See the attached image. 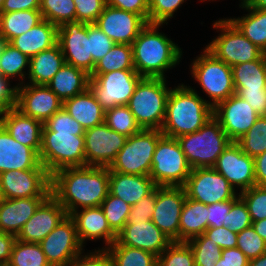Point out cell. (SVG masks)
I'll return each mask as SVG.
<instances>
[{
  "mask_svg": "<svg viewBox=\"0 0 266 266\" xmlns=\"http://www.w3.org/2000/svg\"><path fill=\"white\" fill-rule=\"evenodd\" d=\"M108 167H67L51 175V195L70 215L81 207L100 206L109 193Z\"/></svg>",
  "mask_w": 266,
  "mask_h": 266,
  "instance_id": "obj_1",
  "label": "cell"
},
{
  "mask_svg": "<svg viewBox=\"0 0 266 266\" xmlns=\"http://www.w3.org/2000/svg\"><path fill=\"white\" fill-rule=\"evenodd\" d=\"M161 26L148 23L131 44L134 68L141 77L165 79V72L181 61V48L159 32Z\"/></svg>",
  "mask_w": 266,
  "mask_h": 266,
  "instance_id": "obj_2",
  "label": "cell"
},
{
  "mask_svg": "<svg viewBox=\"0 0 266 266\" xmlns=\"http://www.w3.org/2000/svg\"><path fill=\"white\" fill-rule=\"evenodd\" d=\"M199 95L195 89L182 83L171 88L160 130L163 135L178 138L196 132L213 117L212 106Z\"/></svg>",
  "mask_w": 266,
  "mask_h": 266,
  "instance_id": "obj_3",
  "label": "cell"
},
{
  "mask_svg": "<svg viewBox=\"0 0 266 266\" xmlns=\"http://www.w3.org/2000/svg\"><path fill=\"white\" fill-rule=\"evenodd\" d=\"M166 78L142 77L127 104L142 129L161 130L171 88Z\"/></svg>",
  "mask_w": 266,
  "mask_h": 266,
  "instance_id": "obj_4",
  "label": "cell"
},
{
  "mask_svg": "<svg viewBox=\"0 0 266 266\" xmlns=\"http://www.w3.org/2000/svg\"><path fill=\"white\" fill-rule=\"evenodd\" d=\"M176 139L192 169L213 167L217 158L232 142L214 117L198 131Z\"/></svg>",
  "mask_w": 266,
  "mask_h": 266,
  "instance_id": "obj_5",
  "label": "cell"
},
{
  "mask_svg": "<svg viewBox=\"0 0 266 266\" xmlns=\"http://www.w3.org/2000/svg\"><path fill=\"white\" fill-rule=\"evenodd\" d=\"M39 158L50 175L63 168L86 166L84 135L50 131L43 124Z\"/></svg>",
  "mask_w": 266,
  "mask_h": 266,
  "instance_id": "obj_6",
  "label": "cell"
},
{
  "mask_svg": "<svg viewBox=\"0 0 266 266\" xmlns=\"http://www.w3.org/2000/svg\"><path fill=\"white\" fill-rule=\"evenodd\" d=\"M162 135L159 129H142L129 136L108 167L109 172L149 175L152 169L153 154Z\"/></svg>",
  "mask_w": 266,
  "mask_h": 266,
  "instance_id": "obj_7",
  "label": "cell"
},
{
  "mask_svg": "<svg viewBox=\"0 0 266 266\" xmlns=\"http://www.w3.org/2000/svg\"><path fill=\"white\" fill-rule=\"evenodd\" d=\"M201 53L191 63V74L210 98L208 103L214 108L235 93L232 69L205 48Z\"/></svg>",
  "mask_w": 266,
  "mask_h": 266,
  "instance_id": "obj_8",
  "label": "cell"
},
{
  "mask_svg": "<svg viewBox=\"0 0 266 266\" xmlns=\"http://www.w3.org/2000/svg\"><path fill=\"white\" fill-rule=\"evenodd\" d=\"M192 168L176 138L162 135L153 154L149 176L157 186L183 187Z\"/></svg>",
  "mask_w": 266,
  "mask_h": 266,
  "instance_id": "obj_9",
  "label": "cell"
},
{
  "mask_svg": "<svg viewBox=\"0 0 266 266\" xmlns=\"http://www.w3.org/2000/svg\"><path fill=\"white\" fill-rule=\"evenodd\" d=\"M213 28L220 34L206 45L205 49L215 58L229 66L259 59L264 52L247 39L227 18L216 20Z\"/></svg>",
  "mask_w": 266,
  "mask_h": 266,
  "instance_id": "obj_10",
  "label": "cell"
},
{
  "mask_svg": "<svg viewBox=\"0 0 266 266\" xmlns=\"http://www.w3.org/2000/svg\"><path fill=\"white\" fill-rule=\"evenodd\" d=\"M142 77L135 70L91 74L89 88L104 110L127 105Z\"/></svg>",
  "mask_w": 266,
  "mask_h": 266,
  "instance_id": "obj_11",
  "label": "cell"
},
{
  "mask_svg": "<svg viewBox=\"0 0 266 266\" xmlns=\"http://www.w3.org/2000/svg\"><path fill=\"white\" fill-rule=\"evenodd\" d=\"M183 188L187 198L205 205L235 200L239 196L238 191L213 167L192 169Z\"/></svg>",
  "mask_w": 266,
  "mask_h": 266,
  "instance_id": "obj_12",
  "label": "cell"
},
{
  "mask_svg": "<svg viewBox=\"0 0 266 266\" xmlns=\"http://www.w3.org/2000/svg\"><path fill=\"white\" fill-rule=\"evenodd\" d=\"M51 266H68L81 252L74 220L67 215L40 243Z\"/></svg>",
  "mask_w": 266,
  "mask_h": 266,
  "instance_id": "obj_13",
  "label": "cell"
},
{
  "mask_svg": "<svg viewBox=\"0 0 266 266\" xmlns=\"http://www.w3.org/2000/svg\"><path fill=\"white\" fill-rule=\"evenodd\" d=\"M185 199L183 187H156V205L151 221L172 242H180V216Z\"/></svg>",
  "mask_w": 266,
  "mask_h": 266,
  "instance_id": "obj_14",
  "label": "cell"
},
{
  "mask_svg": "<svg viewBox=\"0 0 266 266\" xmlns=\"http://www.w3.org/2000/svg\"><path fill=\"white\" fill-rule=\"evenodd\" d=\"M0 186L6 199L48 197L51 194V175L47 169L2 172Z\"/></svg>",
  "mask_w": 266,
  "mask_h": 266,
  "instance_id": "obj_15",
  "label": "cell"
},
{
  "mask_svg": "<svg viewBox=\"0 0 266 266\" xmlns=\"http://www.w3.org/2000/svg\"><path fill=\"white\" fill-rule=\"evenodd\" d=\"M127 138L109 128L105 122L85 130L86 166L109 167Z\"/></svg>",
  "mask_w": 266,
  "mask_h": 266,
  "instance_id": "obj_16",
  "label": "cell"
},
{
  "mask_svg": "<svg viewBox=\"0 0 266 266\" xmlns=\"http://www.w3.org/2000/svg\"><path fill=\"white\" fill-rule=\"evenodd\" d=\"M57 43L67 64L92 74L93 58L90 53L88 24L74 21L59 26Z\"/></svg>",
  "mask_w": 266,
  "mask_h": 266,
  "instance_id": "obj_17",
  "label": "cell"
},
{
  "mask_svg": "<svg viewBox=\"0 0 266 266\" xmlns=\"http://www.w3.org/2000/svg\"><path fill=\"white\" fill-rule=\"evenodd\" d=\"M213 117L229 139L236 142L251 128L259 115L246 100L234 93L213 108Z\"/></svg>",
  "mask_w": 266,
  "mask_h": 266,
  "instance_id": "obj_18",
  "label": "cell"
},
{
  "mask_svg": "<svg viewBox=\"0 0 266 266\" xmlns=\"http://www.w3.org/2000/svg\"><path fill=\"white\" fill-rule=\"evenodd\" d=\"M213 168L222 174L236 190L242 192L256 185L254 159L244 153L236 142H231L217 158Z\"/></svg>",
  "mask_w": 266,
  "mask_h": 266,
  "instance_id": "obj_19",
  "label": "cell"
},
{
  "mask_svg": "<svg viewBox=\"0 0 266 266\" xmlns=\"http://www.w3.org/2000/svg\"><path fill=\"white\" fill-rule=\"evenodd\" d=\"M95 24L115 44L131 45L148 22L139 14L106 5Z\"/></svg>",
  "mask_w": 266,
  "mask_h": 266,
  "instance_id": "obj_20",
  "label": "cell"
},
{
  "mask_svg": "<svg viewBox=\"0 0 266 266\" xmlns=\"http://www.w3.org/2000/svg\"><path fill=\"white\" fill-rule=\"evenodd\" d=\"M16 108L44 124L63 108V101L47 85L26 83L18 86Z\"/></svg>",
  "mask_w": 266,
  "mask_h": 266,
  "instance_id": "obj_21",
  "label": "cell"
},
{
  "mask_svg": "<svg viewBox=\"0 0 266 266\" xmlns=\"http://www.w3.org/2000/svg\"><path fill=\"white\" fill-rule=\"evenodd\" d=\"M66 210L50 194L24 224L16 239L28 243H40L67 216Z\"/></svg>",
  "mask_w": 266,
  "mask_h": 266,
  "instance_id": "obj_22",
  "label": "cell"
},
{
  "mask_svg": "<svg viewBox=\"0 0 266 266\" xmlns=\"http://www.w3.org/2000/svg\"><path fill=\"white\" fill-rule=\"evenodd\" d=\"M117 241L124 246L149 251L159 256L172 241L150 220L128 221L118 233Z\"/></svg>",
  "mask_w": 266,
  "mask_h": 266,
  "instance_id": "obj_23",
  "label": "cell"
},
{
  "mask_svg": "<svg viewBox=\"0 0 266 266\" xmlns=\"http://www.w3.org/2000/svg\"><path fill=\"white\" fill-rule=\"evenodd\" d=\"M76 225L77 237L80 244L84 246L87 239H103L107 249L117 240V234L110 228L108 221L100 206L76 210L69 215Z\"/></svg>",
  "mask_w": 266,
  "mask_h": 266,
  "instance_id": "obj_24",
  "label": "cell"
},
{
  "mask_svg": "<svg viewBox=\"0 0 266 266\" xmlns=\"http://www.w3.org/2000/svg\"><path fill=\"white\" fill-rule=\"evenodd\" d=\"M46 169L39 154L16 141L0 124V174L14 170Z\"/></svg>",
  "mask_w": 266,
  "mask_h": 266,
  "instance_id": "obj_25",
  "label": "cell"
},
{
  "mask_svg": "<svg viewBox=\"0 0 266 266\" xmlns=\"http://www.w3.org/2000/svg\"><path fill=\"white\" fill-rule=\"evenodd\" d=\"M0 124L24 146H29L38 154L41 149L43 123L24 115L17 108L2 110Z\"/></svg>",
  "mask_w": 266,
  "mask_h": 266,
  "instance_id": "obj_26",
  "label": "cell"
},
{
  "mask_svg": "<svg viewBox=\"0 0 266 266\" xmlns=\"http://www.w3.org/2000/svg\"><path fill=\"white\" fill-rule=\"evenodd\" d=\"M47 197L4 199L0 205V231L17 236Z\"/></svg>",
  "mask_w": 266,
  "mask_h": 266,
  "instance_id": "obj_27",
  "label": "cell"
},
{
  "mask_svg": "<svg viewBox=\"0 0 266 266\" xmlns=\"http://www.w3.org/2000/svg\"><path fill=\"white\" fill-rule=\"evenodd\" d=\"M157 185L149 175H130L110 172L109 192L130 206L149 195Z\"/></svg>",
  "mask_w": 266,
  "mask_h": 266,
  "instance_id": "obj_28",
  "label": "cell"
},
{
  "mask_svg": "<svg viewBox=\"0 0 266 266\" xmlns=\"http://www.w3.org/2000/svg\"><path fill=\"white\" fill-rule=\"evenodd\" d=\"M58 27L43 19L32 29L13 38L9 43L29 58L57 44Z\"/></svg>",
  "mask_w": 266,
  "mask_h": 266,
  "instance_id": "obj_29",
  "label": "cell"
},
{
  "mask_svg": "<svg viewBox=\"0 0 266 266\" xmlns=\"http://www.w3.org/2000/svg\"><path fill=\"white\" fill-rule=\"evenodd\" d=\"M63 108L85 129L104 123L105 110L88 88L86 91L67 99Z\"/></svg>",
  "mask_w": 266,
  "mask_h": 266,
  "instance_id": "obj_30",
  "label": "cell"
},
{
  "mask_svg": "<svg viewBox=\"0 0 266 266\" xmlns=\"http://www.w3.org/2000/svg\"><path fill=\"white\" fill-rule=\"evenodd\" d=\"M90 75L65 63L47 86L64 102L89 88Z\"/></svg>",
  "mask_w": 266,
  "mask_h": 266,
  "instance_id": "obj_31",
  "label": "cell"
},
{
  "mask_svg": "<svg viewBox=\"0 0 266 266\" xmlns=\"http://www.w3.org/2000/svg\"><path fill=\"white\" fill-rule=\"evenodd\" d=\"M60 45L57 43L47 50L30 57L28 81L29 84L47 85L52 77L65 64Z\"/></svg>",
  "mask_w": 266,
  "mask_h": 266,
  "instance_id": "obj_32",
  "label": "cell"
},
{
  "mask_svg": "<svg viewBox=\"0 0 266 266\" xmlns=\"http://www.w3.org/2000/svg\"><path fill=\"white\" fill-rule=\"evenodd\" d=\"M249 13L229 20L249 39L254 45L266 53V10L250 6L247 2L241 6Z\"/></svg>",
  "mask_w": 266,
  "mask_h": 266,
  "instance_id": "obj_33",
  "label": "cell"
},
{
  "mask_svg": "<svg viewBox=\"0 0 266 266\" xmlns=\"http://www.w3.org/2000/svg\"><path fill=\"white\" fill-rule=\"evenodd\" d=\"M208 212L207 205L186 197L180 216V242H187L208 229Z\"/></svg>",
  "mask_w": 266,
  "mask_h": 266,
  "instance_id": "obj_34",
  "label": "cell"
},
{
  "mask_svg": "<svg viewBox=\"0 0 266 266\" xmlns=\"http://www.w3.org/2000/svg\"><path fill=\"white\" fill-rule=\"evenodd\" d=\"M43 20L40 10L0 13V34L10 42Z\"/></svg>",
  "mask_w": 266,
  "mask_h": 266,
  "instance_id": "obj_35",
  "label": "cell"
},
{
  "mask_svg": "<svg viewBox=\"0 0 266 266\" xmlns=\"http://www.w3.org/2000/svg\"><path fill=\"white\" fill-rule=\"evenodd\" d=\"M234 88L260 89L266 87V53L259 59L231 67Z\"/></svg>",
  "mask_w": 266,
  "mask_h": 266,
  "instance_id": "obj_36",
  "label": "cell"
},
{
  "mask_svg": "<svg viewBox=\"0 0 266 266\" xmlns=\"http://www.w3.org/2000/svg\"><path fill=\"white\" fill-rule=\"evenodd\" d=\"M114 266H157L158 256L138 248L121 245L117 240L107 248Z\"/></svg>",
  "mask_w": 266,
  "mask_h": 266,
  "instance_id": "obj_37",
  "label": "cell"
},
{
  "mask_svg": "<svg viewBox=\"0 0 266 266\" xmlns=\"http://www.w3.org/2000/svg\"><path fill=\"white\" fill-rule=\"evenodd\" d=\"M115 70H135L130 44H114L109 52L97 61L92 74L109 73Z\"/></svg>",
  "mask_w": 266,
  "mask_h": 266,
  "instance_id": "obj_38",
  "label": "cell"
},
{
  "mask_svg": "<svg viewBox=\"0 0 266 266\" xmlns=\"http://www.w3.org/2000/svg\"><path fill=\"white\" fill-rule=\"evenodd\" d=\"M29 63L30 58L27 55L23 54L9 42L6 44L0 56V69L3 76L9 79H13V77L15 79L19 76L18 78L22 80L17 85H23L26 83L24 79L27 78L29 72ZM27 66L28 68H26Z\"/></svg>",
  "mask_w": 266,
  "mask_h": 266,
  "instance_id": "obj_39",
  "label": "cell"
},
{
  "mask_svg": "<svg viewBox=\"0 0 266 266\" xmlns=\"http://www.w3.org/2000/svg\"><path fill=\"white\" fill-rule=\"evenodd\" d=\"M104 122L112 130L127 137L142 130L127 105H118L105 110Z\"/></svg>",
  "mask_w": 266,
  "mask_h": 266,
  "instance_id": "obj_40",
  "label": "cell"
},
{
  "mask_svg": "<svg viewBox=\"0 0 266 266\" xmlns=\"http://www.w3.org/2000/svg\"><path fill=\"white\" fill-rule=\"evenodd\" d=\"M8 264L10 266H51L39 243L22 242L17 239Z\"/></svg>",
  "mask_w": 266,
  "mask_h": 266,
  "instance_id": "obj_41",
  "label": "cell"
},
{
  "mask_svg": "<svg viewBox=\"0 0 266 266\" xmlns=\"http://www.w3.org/2000/svg\"><path fill=\"white\" fill-rule=\"evenodd\" d=\"M43 19L57 27L66 22L76 21V8L73 0H40Z\"/></svg>",
  "mask_w": 266,
  "mask_h": 266,
  "instance_id": "obj_42",
  "label": "cell"
},
{
  "mask_svg": "<svg viewBox=\"0 0 266 266\" xmlns=\"http://www.w3.org/2000/svg\"><path fill=\"white\" fill-rule=\"evenodd\" d=\"M236 143L254 158L266 151V116H259L251 128Z\"/></svg>",
  "mask_w": 266,
  "mask_h": 266,
  "instance_id": "obj_43",
  "label": "cell"
},
{
  "mask_svg": "<svg viewBox=\"0 0 266 266\" xmlns=\"http://www.w3.org/2000/svg\"><path fill=\"white\" fill-rule=\"evenodd\" d=\"M194 255L195 266H215L222 249L204 233L186 242Z\"/></svg>",
  "mask_w": 266,
  "mask_h": 266,
  "instance_id": "obj_44",
  "label": "cell"
},
{
  "mask_svg": "<svg viewBox=\"0 0 266 266\" xmlns=\"http://www.w3.org/2000/svg\"><path fill=\"white\" fill-rule=\"evenodd\" d=\"M110 228L118 235L128 222L131 206L110 192L100 205Z\"/></svg>",
  "mask_w": 266,
  "mask_h": 266,
  "instance_id": "obj_45",
  "label": "cell"
},
{
  "mask_svg": "<svg viewBox=\"0 0 266 266\" xmlns=\"http://www.w3.org/2000/svg\"><path fill=\"white\" fill-rule=\"evenodd\" d=\"M157 266H195L193 252L186 242H172L158 256Z\"/></svg>",
  "mask_w": 266,
  "mask_h": 266,
  "instance_id": "obj_46",
  "label": "cell"
},
{
  "mask_svg": "<svg viewBox=\"0 0 266 266\" xmlns=\"http://www.w3.org/2000/svg\"><path fill=\"white\" fill-rule=\"evenodd\" d=\"M245 202L252 222L266 219V187L254 185L239 192Z\"/></svg>",
  "mask_w": 266,
  "mask_h": 266,
  "instance_id": "obj_47",
  "label": "cell"
},
{
  "mask_svg": "<svg viewBox=\"0 0 266 266\" xmlns=\"http://www.w3.org/2000/svg\"><path fill=\"white\" fill-rule=\"evenodd\" d=\"M237 248L252 260L266 252V242L251 225L237 234Z\"/></svg>",
  "mask_w": 266,
  "mask_h": 266,
  "instance_id": "obj_48",
  "label": "cell"
},
{
  "mask_svg": "<svg viewBox=\"0 0 266 266\" xmlns=\"http://www.w3.org/2000/svg\"><path fill=\"white\" fill-rule=\"evenodd\" d=\"M185 0H149L148 23L168 24Z\"/></svg>",
  "mask_w": 266,
  "mask_h": 266,
  "instance_id": "obj_49",
  "label": "cell"
},
{
  "mask_svg": "<svg viewBox=\"0 0 266 266\" xmlns=\"http://www.w3.org/2000/svg\"><path fill=\"white\" fill-rule=\"evenodd\" d=\"M88 36L94 69L97 61L104 57L115 43L95 23L88 24Z\"/></svg>",
  "mask_w": 266,
  "mask_h": 266,
  "instance_id": "obj_50",
  "label": "cell"
},
{
  "mask_svg": "<svg viewBox=\"0 0 266 266\" xmlns=\"http://www.w3.org/2000/svg\"><path fill=\"white\" fill-rule=\"evenodd\" d=\"M44 125L50 131L73 133L75 136L84 135L85 133V129L80 123L72 118L64 108L54 113Z\"/></svg>",
  "mask_w": 266,
  "mask_h": 266,
  "instance_id": "obj_51",
  "label": "cell"
},
{
  "mask_svg": "<svg viewBox=\"0 0 266 266\" xmlns=\"http://www.w3.org/2000/svg\"><path fill=\"white\" fill-rule=\"evenodd\" d=\"M252 225V219L243 199L238 196L231 204L230 212L227 215V228L234 233Z\"/></svg>",
  "mask_w": 266,
  "mask_h": 266,
  "instance_id": "obj_52",
  "label": "cell"
},
{
  "mask_svg": "<svg viewBox=\"0 0 266 266\" xmlns=\"http://www.w3.org/2000/svg\"><path fill=\"white\" fill-rule=\"evenodd\" d=\"M76 8V21L95 23L106 6V0H73Z\"/></svg>",
  "mask_w": 266,
  "mask_h": 266,
  "instance_id": "obj_53",
  "label": "cell"
},
{
  "mask_svg": "<svg viewBox=\"0 0 266 266\" xmlns=\"http://www.w3.org/2000/svg\"><path fill=\"white\" fill-rule=\"evenodd\" d=\"M155 205L156 188L149 195L143 197L139 202L131 206V211L128 215V221H150Z\"/></svg>",
  "mask_w": 266,
  "mask_h": 266,
  "instance_id": "obj_54",
  "label": "cell"
},
{
  "mask_svg": "<svg viewBox=\"0 0 266 266\" xmlns=\"http://www.w3.org/2000/svg\"><path fill=\"white\" fill-rule=\"evenodd\" d=\"M84 254V255H82ZM68 266H114L113 260L107 249L81 252Z\"/></svg>",
  "mask_w": 266,
  "mask_h": 266,
  "instance_id": "obj_55",
  "label": "cell"
},
{
  "mask_svg": "<svg viewBox=\"0 0 266 266\" xmlns=\"http://www.w3.org/2000/svg\"><path fill=\"white\" fill-rule=\"evenodd\" d=\"M234 89L235 93L246 100L259 116H266V87L260 89Z\"/></svg>",
  "mask_w": 266,
  "mask_h": 266,
  "instance_id": "obj_56",
  "label": "cell"
},
{
  "mask_svg": "<svg viewBox=\"0 0 266 266\" xmlns=\"http://www.w3.org/2000/svg\"><path fill=\"white\" fill-rule=\"evenodd\" d=\"M204 234L221 249L237 247V233L231 232L227 227H210L205 230Z\"/></svg>",
  "mask_w": 266,
  "mask_h": 266,
  "instance_id": "obj_57",
  "label": "cell"
},
{
  "mask_svg": "<svg viewBox=\"0 0 266 266\" xmlns=\"http://www.w3.org/2000/svg\"><path fill=\"white\" fill-rule=\"evenodd\" d=\"M234 200H226L215 204L207 205L208 228L227 227V215L230 212L231 204Z\"/></svg>",
  "mask_w": 266,
  "mask_h": 266,
  "instance_id": "obj_58",
  "label": "cell"
},
{
  "mask_svg": "<svg viewBox=\"0 0 266 266\" xmlns=\"http://www.w3.org/2000/svg\"><path fill=\"white\" fill-rule=\"evenodd\" d=\"M10 79L0 75V109L17 107L18 85L11 87Z\"/></svg>",
  "mask_w": 266,
  "mask_h": 266,
  "instance_id": "obj_59",
  "label": "cell"
},
{
  "mask_svg": "<svg viewBox=\"0 0 266 266\" xmlns=\"http://www.w3.org/2000/svg\"><path fill=\"white\" fill-rule=\"evenodd\" d=\"M106 5L139 14L148 22L149 0H106Z\"/></svg>",
  "mask_w": 266,
  "mask_h": 266,
  "instance_id": "obj_60",
  "label": "cell"
},
{
  "mask_svg": "<svg viewBox=\"0 0 266 266\" xmlns=\"http://www.w3.org/2000/svg\"><path fill=\"white\" fill-rule=\"evenodd\" d=\"M39 9L40 0H4L0 13Z\"/></svg>",
  "mask_w": 266,
  "mask_h": 266,
  "instance_id": "obj_61",
  "label": "cell"
},
{
  "mask_svg": "<svg viewBox=\"0 0 266 266\" xmlns=\"http://www.w3.org/2000/svg\"><path fill=\"white\" fill-rule=\"evenodd\" d=\"M221 258L227 266H249V259L237 247L222 249Z\"/></svg>",
  "mask_w": 266,
  "mask_h": 266,
  "instance_id": "obj_62",
  "label": "cell"
},
{
  "mask_svg": "<svg viewBox=\"0 0 266 266\" xmlns=\"http://www.w3.org/2000/svg\"><path fill=\"white\" fill-rule=\"evenodd\" d=\"M16 236L0 231V264H8Z\"/></svg>",
  "mask_w": 266,
  "mask_h": 266,
  "instance_id": "obj_63",
  "label": "cell"
},
{
  "mask_svg": "<svg viewBox=\"0 0 266 266\" xmlns=\"http://www.w3.org/2000/svg\"><path fill=\"white\" fill-rule=\"evenodd\" d=\"M253 159L256 185L266 187V151Z\"/></svg>",
  "mask_w": 266,
  "mask_h": 266,
  "instance_id": "obj_64",
  "label": "cell"
},
{
  "mask_svg": "<svg viewBox=\"0 0 266 266\" xmlns=\"http://www.w3.org/2000/svg\"><path fill=\"white\" fill-rule=\"evenodd\" d=\"M255 232L266 242V219L252 222Z\"/></svg>",
  "mask_w": 266,
  "mask_h": 266,
  "instance_id": "obj_65",
  "label": "cell"
},
{
  "mask_svg": "<svg viewBox=\"0 0 266 266\" xmlns=\"http://www.w3.org/2000/svg\"><path fill=\"white\" fill-rule=\"evenodd\" d=\"M249 266H266V252L255 259L249 260Z\"/></svg>",
  "mask_w": 266,
  "mask_h": 266,
  "instance_id": "obj_66",
  "label": "cell"
},
{
  "mask_svg": "<svg viewBox=\"0 0 266 266\" xmlns=\"http://www.w3.org/2000/svg\"><path fill=\"white\" fill-rule=\"evenodd\" d=\"M247 3L254 8L266 10V0H247Z\"/></svg>",
  "mask_w": 266,
  "mask_h": 266,
  "instance_id": "obj_67",
  "label": "cell"
},
{
  "mask_svg": "<svg viewBox=\"0 0 266 266\" xmlns=\"http://www.w3.org/2000/svg\"><path fill=\"white\" fill-rule=\"evenodd\" d=\"M8 41L0 34V56L2 55V52L4 50V47ZM0 75H2L1 69H0Z\"/></svg>",
  "mask_w": 266,
  "mask_h": 266,
  "instance_id": "obj_68",
  "label": "cell"
},
{
  "mask_svg": "<svg viewBox=\"0 0 266 266\" xmlns=\"http://www.w3.org/2000/svg\"><path fill=\"white\" fill-rule=\"evenodd\" d=\"M215 266H227V265L223 262V258L220 257V258L217 260V263H216Z\"/></svg>",
  "mask_w": 266,
  "mask_h": 266,
  "instance_id": "obj_69",
  "label": "cell"
},
{
  "mask_svg": "<svg viewBox=\"0 0 266 266\" xmlns=\"http://www.w3.org/2000/svg\"><path fill=\"white\" fill-rule=\"evenodd\" d=\"M4 195H3V192H2V189H1V186H0V205L2 204V202L4 201Z\"/></svg>",
  "mask_w": 266,
  "mask_h": 266,
  "instance_id": "obj_70",
  "label": "cell"
},
{
  "mask_svg": "<svg viewBox=\"0 0 266 266\" xmlns=\"http://www.w3.org/2000/svg\"><path fill=\"white\" fill-rule=\"evenodd\" d=\"M201 1L204 2L205 0H201ZM206 1H207V0H206ZM208 1H210V0H208ZM212 1H213V0H212ZM240 1H241V2H240L241 4L239 5L240 7H241L243 4H245V3L247 2V0H240Z\"/></svg>",
  "mask_w": 266,
  "mask_h": 266,
  "instance_id": "obj_71",
  "label": "cell"
},
{
  "mask_svg": "<svg viewBox=\"0 0 266 266\" xmlns=\"http://www.w3.org/2000/svg\"><path fill=\"white\" fill-rule=\"evenodd\" d=\"M3 3H4V0H0V11H1V8L3 6Z\"/></svg>",
  "mask_w": 266,
  "mask_h": 266,
  "instance_id": "obj_72",
  "label": "cell"
},
{
  "mask_svg": "<svg viewBox=\"0 0 266 266\" xmlns=\"http://www.w3.org/2000/svg\"><path fill=\"white\" fill-rule=\"evenodd\" d=\"M0 266H10L9 264H0Z\"/></svg>",
  "mask_w": 266,
  "mask_h": 266,
  "instance_id": "obj_73",
  "label": "cell"
}]
</instances>
